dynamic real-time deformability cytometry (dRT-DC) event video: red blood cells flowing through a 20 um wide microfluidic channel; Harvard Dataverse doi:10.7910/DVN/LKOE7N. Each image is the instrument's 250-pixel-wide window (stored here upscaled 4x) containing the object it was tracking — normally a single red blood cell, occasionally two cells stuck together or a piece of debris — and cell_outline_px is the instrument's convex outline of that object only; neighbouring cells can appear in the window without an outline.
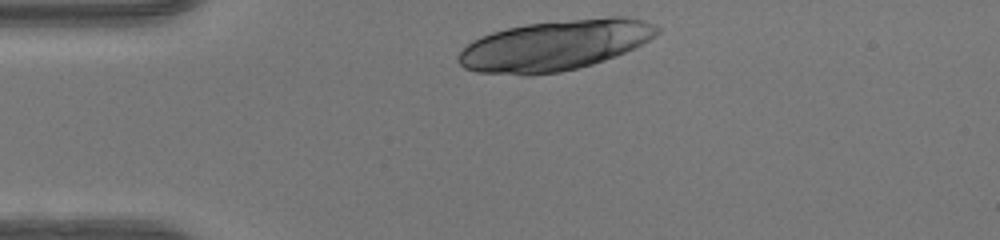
{"species": "human", "species_latin": "Homo sapiens", "temperature_condition": "warm", "stored_images_in_passage": 29, "camera_frame_rate_fps": 3000, "um_per_image_px": 0.085, "donor": {"sex": "female"}, "frame": {"image": 1, "passage_image": 1, "time_ms": 0.0, "image_size_px": [1000, 240], "cell_outline_px": [[660, 32], [656, 36], [624, 52], [604, 60], [592, 64], [560, 72], [532, 76], [524, 76], [476, 72], [464, 68], [456, 60], [456, 56], [472, 40], [480, 36], [492, 32], [508, 28], [528, 24], [608, 16], [624, 16], [644, 20], [660, 28]], "centroid_in_image_um": [47.13, 3.86], "position_along_channel_um": 37.9, "area_um2": 58.44}}